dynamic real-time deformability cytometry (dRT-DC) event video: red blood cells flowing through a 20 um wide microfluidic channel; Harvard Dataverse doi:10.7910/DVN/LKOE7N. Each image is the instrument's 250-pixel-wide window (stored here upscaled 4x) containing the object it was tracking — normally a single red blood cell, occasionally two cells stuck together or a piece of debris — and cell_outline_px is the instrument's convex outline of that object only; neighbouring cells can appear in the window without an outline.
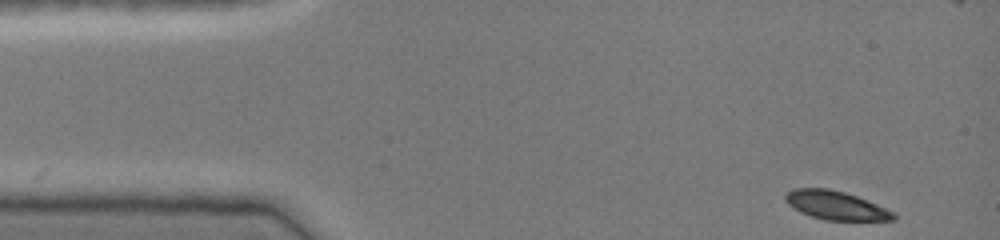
{"species": "common noctule bat (a hibernating species)", "species_latin": "Nyctalus noctula", "temperature_condition": "cold", "stored_images_in_passage": 41, "camera_frame_rate_fps": 3000, "um_per_image_px": 0.085, "animal": {"sex": "female", "body_mass_g": 19.0, "forearm_length_mm": 51.5}, "frame": {"image": 1, "passage_image": 1, "time_ms": 0.0, "image_size_px": [1000, 240], "cell_outline_px": [[896, 220], [824, 220], [800, 212], [788, 204], [784, 200], [784, 196], [788, 192], [796, 188], [828, 188], [844, 192], [856, 196], [896, 212]], "centroid_in_image_um": [71.05, 17.46], "position_along_channel_um": 13.9, "area_um2": 17.98}}
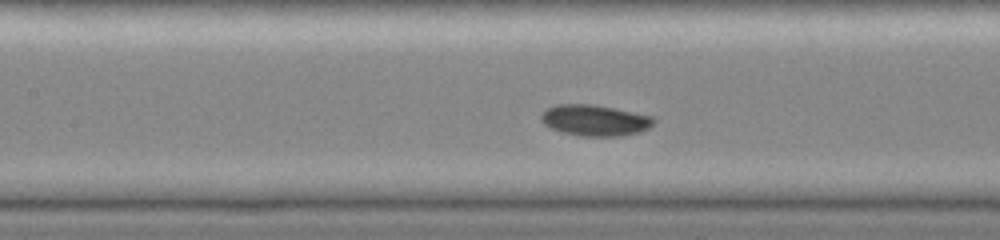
{"frame": {"image": 2, "passage_image": 18, "time_ms": 5.667, "image_size_px": [1000, 240], "cell_outline_px": [[656, 120], [648, 128], [640, 132], [620, 136], [580, 136], [564, 132], [552, 128], [544, 124], [540, 120], [540, 116], [548, 108], [556, 104], [592, 104], [652, 116]], "centroid_in_image_um": [50.56, 10.23], "position_along_channel_um": 156.8, "area_um2": 20.17}}
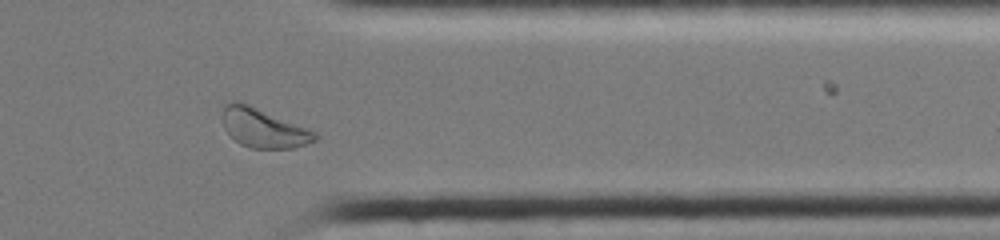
{"frame": {"image": 3, "passage_image": 35, "time_ms": 11.333, "image_size_px": [1000, 240], "cell_outline_px": [[320, 136], [316, 140], [308, 144], [292, 148], [252, 148], [240, 144], [224, 128], [224, 104], [232, 100], [236, 100], [248, 104], [316, 132]], "centroid_in_image_um": [22.41, 10.89], "position_along_channel_um": 389.0, "area_um2": 20.75}}